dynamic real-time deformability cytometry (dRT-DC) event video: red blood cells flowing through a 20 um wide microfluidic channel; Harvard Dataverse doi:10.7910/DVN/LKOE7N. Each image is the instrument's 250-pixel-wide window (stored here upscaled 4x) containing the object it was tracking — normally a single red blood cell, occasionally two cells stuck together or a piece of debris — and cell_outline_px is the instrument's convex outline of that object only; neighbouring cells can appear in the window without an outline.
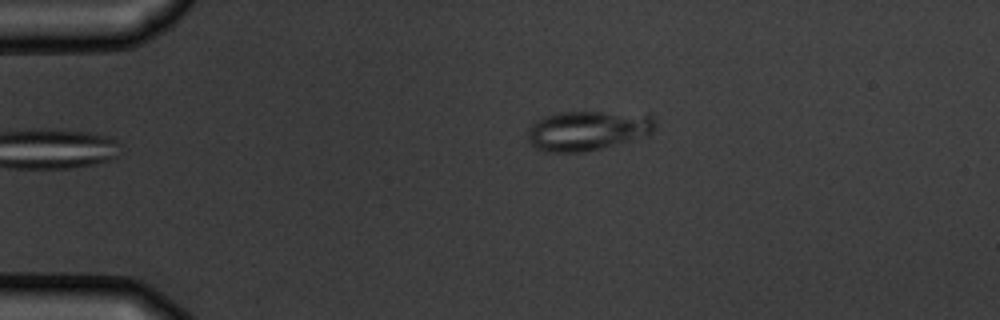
{"species": "common noctule bat (a hibernating species)", "species_latin": "Nyctalus noctula", "temperature_condition": "warm", "stored_images_in_passage": 5, "camera_frame_rate_fps": 3000, "um_per_image_px": 0.085, "animal": {"sex": "male", "body_mass_g": 19.5, "forearm_length_mm": 54.6}, "frame": {"image": 1, "passage_image": 2, "time_ms": 2.0, "image_size_px": [1000, 320], "cell_outline_px": [[656, 124], [652, 132], [600, 148], [584, 152], [544, 152], [536, 148], [528, 140], [528, 128], [536, 120], [544, 116], [556, 112], [600, 112], [652, 116], [656, 120]], "centroid_in_image_um": [49.84, 11.09], "position_along_channel_um": 35.2, "area_um2": 28.84}}